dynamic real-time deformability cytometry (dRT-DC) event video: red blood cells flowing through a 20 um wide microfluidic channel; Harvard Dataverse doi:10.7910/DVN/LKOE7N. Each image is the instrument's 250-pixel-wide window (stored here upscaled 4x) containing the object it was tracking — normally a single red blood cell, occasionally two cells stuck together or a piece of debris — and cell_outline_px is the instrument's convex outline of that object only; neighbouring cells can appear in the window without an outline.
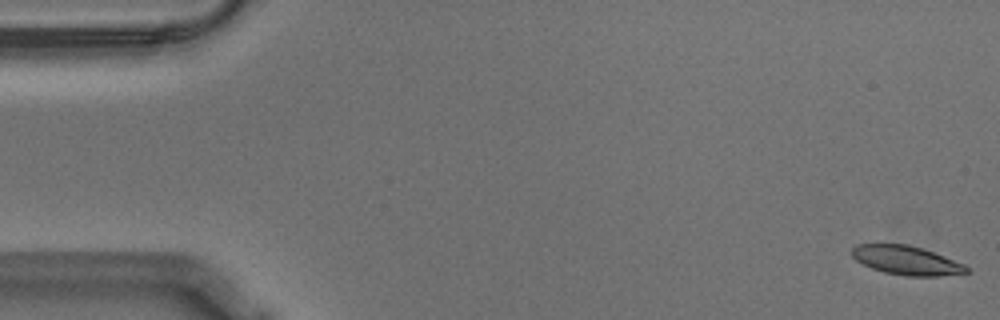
{"species": "Egyptian fruit bat (a non-hibernating species)", "species_latin": "Rousettus aegyptiacus", "temperature_condition": "warm", "stored_images_in_passage": 57, "camera_frame_rate_fps": 3000, "um_per_image_px": 0.085, "animal": {"sex": "male"}, "frame": {"image": 1, "passage_image": 1, "time_ms": 0.0, "image_size_px": [1000, 320], "cell_outline_px": [[968, 272], [936, 276], [904, 276], [884, 272], [872, 268], [856, 260], [852, 256], [852, 248], [856, 244], [908, 244], [944, 256], [964, 264], [968, 268]], "centroid_in_image_um": [77.01, 22.13], "position_along_channel_um": 8.0, "area_um2": 19.07}}
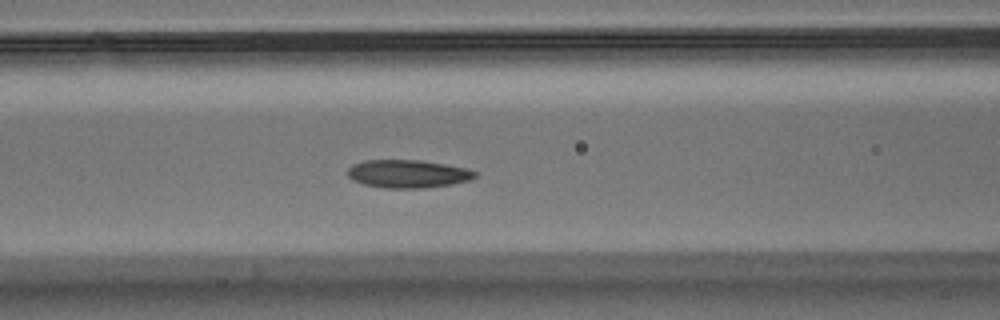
{"frame": {"image": 2, "passage_image": 23, "time_ms": 7.333, "image_size_px": [1000, 320], "cell_outline_px": [[476, 176], [468, 180], [452, 184], [424, 188], [384, 188], [364, 184], [352, 180], [348, 176], [348, 168], [352, 164], [364, 160], [420, 160], [468, 168], [476, 172]], "centroid_in_image_um": [34.64, 14.77], "position_along_channel_um": 132.0, "area_um2": 20.81}}
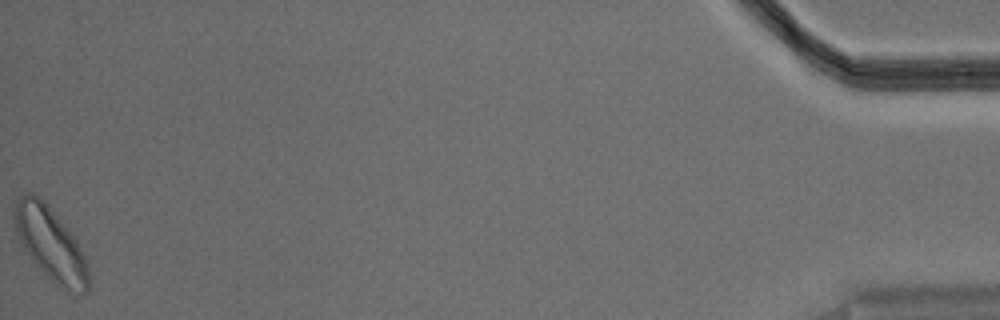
{"frame": {"image": 3, "passage_image": 57, "time_ms": 18.667, "image_size_px": [1000, 320], "cell_outline_px": [[88, 292], [84, 292], [60, 288], [32, 260], [24, 248], [16, 232], [12, 220], [12, 204], [24, 192], [32, 192], [40, 196], [44, 200], [72, 236], [84, 256], [88, 264]], "centroid_in_image_um": [4.22, 20.65], "position_along_channel_um": 431.0, "area_um2": 31.1}, "authors_computed_cell_mechanics": {"area_um2": 20.7502, "velocity_mm_per_s": 3.5217, "shape_relaxation_time_tau1_ms": 4.766, "shape_relaxation_time_tau2_ms": 4.4212, "deformation_change_tau1": 0.1129, "deformation_change_tau2": 0.1139}}